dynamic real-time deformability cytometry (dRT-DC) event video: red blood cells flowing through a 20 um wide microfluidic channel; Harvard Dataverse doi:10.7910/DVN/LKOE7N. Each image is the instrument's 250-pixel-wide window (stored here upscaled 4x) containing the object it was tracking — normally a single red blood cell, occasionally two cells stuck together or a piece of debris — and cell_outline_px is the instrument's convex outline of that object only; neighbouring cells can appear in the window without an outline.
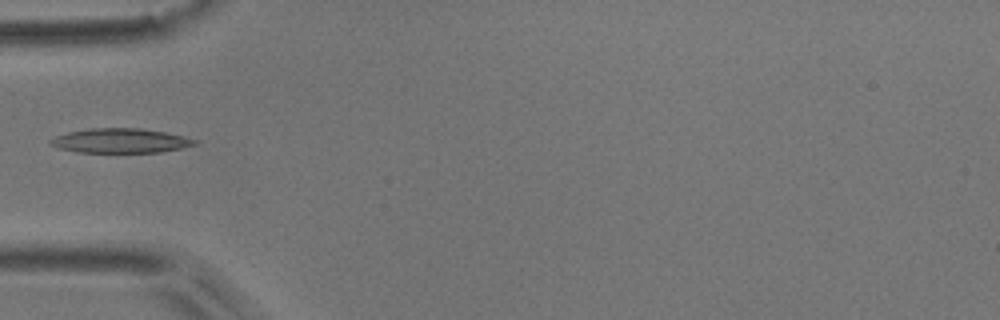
{"species": "common noctule bat (a hibernating species)", "species_latin": "Nyctalus noctula", "temperature_condition": "room temperature", "stored_images_in_passage": 2, "camera_frame_rate_fps": 3000, "um_per_image_px": 0.085, "animal": {"sex": "male", "body_mass_g": 17.9}, "frame": {"image": 1, "passage_image": 1, "time_ms": 0.0, "image_size_px": [1000, 320], "cell_outline_px": [[196, 144], [180, 148], [160, 152], [76, 152], [60, 148], [48, 144], [48, 140], [56, 136], [68, 132], [88, 128], [140, 128], [164, 132], [196, 140]], "centroid_in_image_um": [10.16, 11.96], "position_along_channel_um": 74.8, "area_um2": 20.35}}
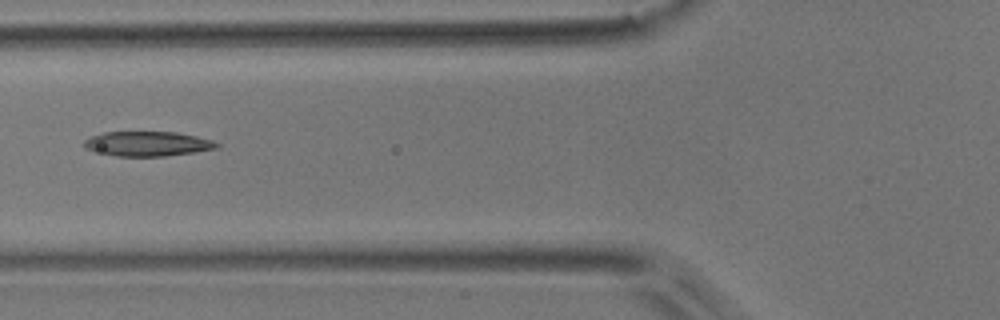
{"frame": {"image": 2, "passage_image": 2, "time_ms": 0.333, "image_size_px": [1000, 320], "cell_outline_px": [[220, 148], [196, 152], [164, 156], [116, 156], [84, 148], [84, 140], [92, 136], [104, 132], [176, 132], [196, 136], [212, 140], [220, 144]], "centroid_in_image_um": [12.59, 12.22], "position_along_channel_um": 113.2, "area_um2": 19.07}}